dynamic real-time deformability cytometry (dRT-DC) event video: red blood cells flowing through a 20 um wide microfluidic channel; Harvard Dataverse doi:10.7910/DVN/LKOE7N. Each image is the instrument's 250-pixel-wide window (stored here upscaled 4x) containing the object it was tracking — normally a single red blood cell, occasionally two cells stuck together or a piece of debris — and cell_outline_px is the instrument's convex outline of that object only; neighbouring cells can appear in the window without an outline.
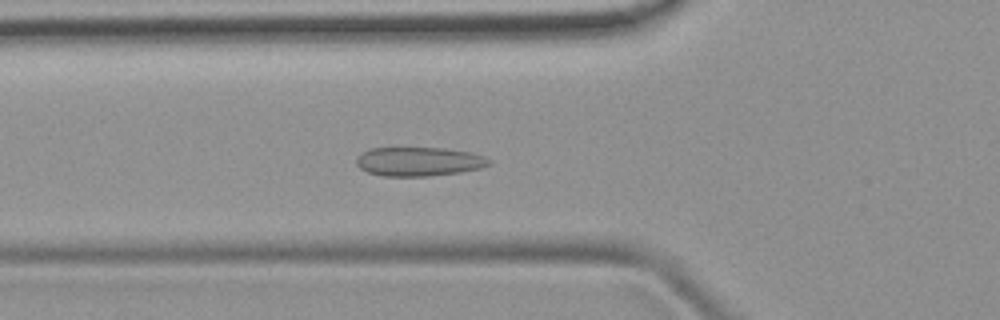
{"species": "common noctule bat (a hibernating species)", "species_latin": "Nyctalus noctula", "temperature_condition": "room temperature", "stored_images_in_passage": 47, "camera_frame_rate_fps": 3000, "um_per_image_px": 0.085, "animal": {"sex": "female", "body_mass_g": 19.9}, "frame": {"image": 1, "passage_image": 15, "time_ms": 4.667, "image_size_px": [1000, 320], "cell_outline_px": [[492, 164], [480, 168], [460, 172], [428, 176], [384, 176], [368, 172], [360, 168], [356, 164], [356, 160], [368, 148], [444, 148], [468, 152], [484, 156], [492, 160]], "centroid_in_image_um": [35.63, 13.73], "position_along_channel_um": 90.2, "area_um2": 22.31}}
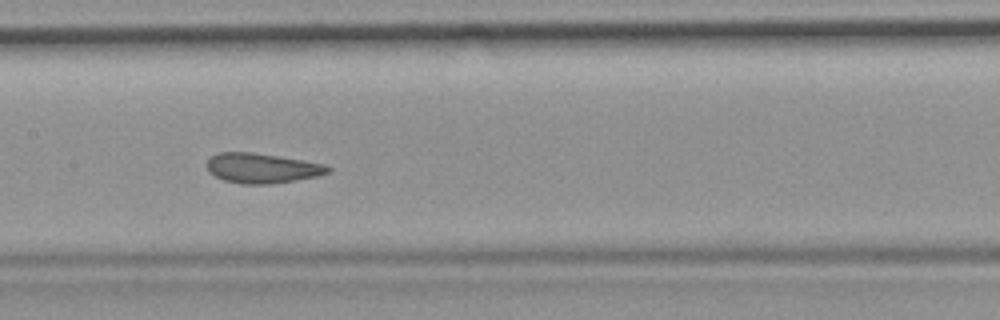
{"frame": {"image": 2, "passage_image": 22, "time_ms": 7.0, "image_size_px": [1000, 320], "cell_outline_px": [[332, 168], [328, 172], [316, 176], [268, 184], [244, 184], [224, 180], [208, 172], [208, 160], [216, 152], [252, 152], [304, 160], [324, 164]], "centroid_in_image_um": [22.25, 14.28], "position_along_channel_um": 185.2, "area_um2": 20.81}}
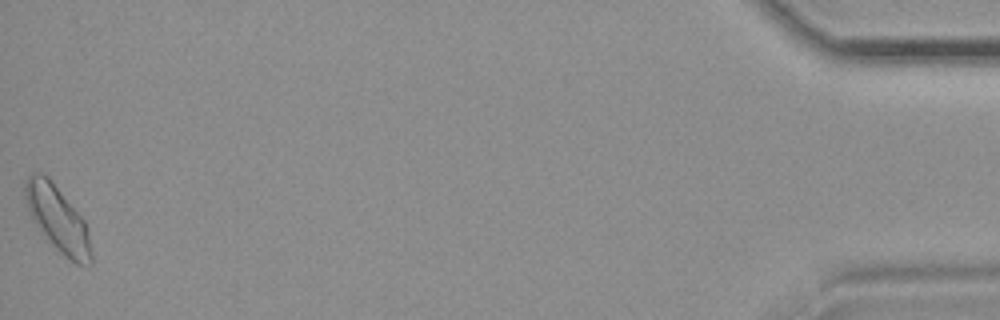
{"frame": {"image": 3, "passage_image": 47, "time_ms": 15.333, "image_size_px": [1000, 320], "cell_outline_px": [[92, 264], [88, 268], [76, 264], [68, 260], [52, 244], [32, 220], [24, 196], [24, 184], [28, 176], [32, 172], [40, 172], [48, 176], [84, 220], [88, 232], [92, 252]], "centroid_in_image_um": [4.92, 18.63], "position_along_channel_um": 430.3, "area_um2": 25.32}}